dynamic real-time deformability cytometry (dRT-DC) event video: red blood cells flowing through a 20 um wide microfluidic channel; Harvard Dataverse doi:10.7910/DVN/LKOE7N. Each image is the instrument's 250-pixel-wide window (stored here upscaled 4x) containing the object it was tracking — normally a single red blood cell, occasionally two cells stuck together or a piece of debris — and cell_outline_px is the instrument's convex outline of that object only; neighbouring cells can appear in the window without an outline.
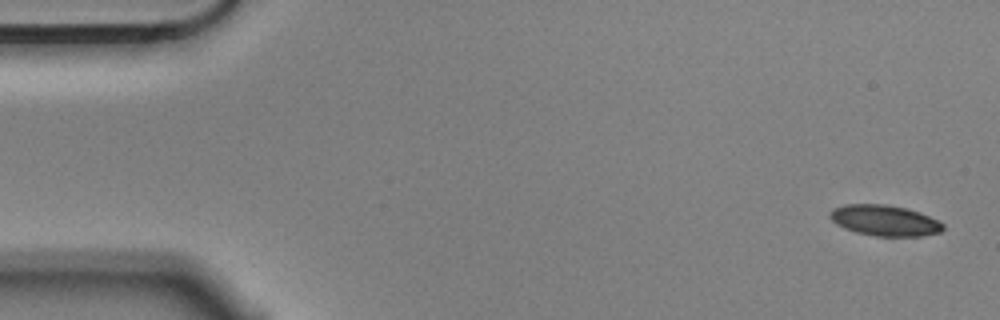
{"species": "Egyptian fruit bat (a non-hibernating species)", "species_latin": "Rousettus aegyptiacus", "temperature_condition": "cold", "stored_images_in_passage": 4, "camera_frame_rate_fps": 3000, "um_per_image_px": 0.085, "animal": {"sex": "male"}, "frame": {"image": 1, "passage_image": 1, "time_ms": 0.0, "image_size_px": [1000, 320], "cell_outline_px": [[944, 228], [940, 232], [920, 236], [876, 236], [856, 232], [844, 228], [836, 224], [828, 216], [828, 212], [832, 208], [844, 204], [888, 204], [920, 212], [944, 224]], "centroid_in_image_um": [75.14, 18.73], "position_along_channel_um": 9.9, "area_um2": 20.35}}
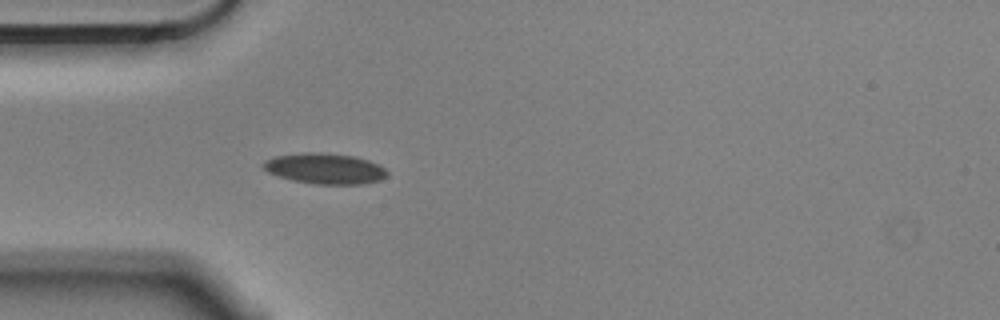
{"frame": {"image": 2, "passage_image": 4, "time_ms": 1.0, "image_size_px": [1000, 320], "cell_outline_px": [[388, 172], [380, 180], [360, 184], [312, 184], [292, 180], [268, 172], [260, 164], [264, 160], [276, 156], [304, 152], [320, 152], [356, 156], [380, 164]], "centroid_in_image_um": [27.6, 14.32], "position_along_channel_um": 57.4, "area_um2": 22.2}}